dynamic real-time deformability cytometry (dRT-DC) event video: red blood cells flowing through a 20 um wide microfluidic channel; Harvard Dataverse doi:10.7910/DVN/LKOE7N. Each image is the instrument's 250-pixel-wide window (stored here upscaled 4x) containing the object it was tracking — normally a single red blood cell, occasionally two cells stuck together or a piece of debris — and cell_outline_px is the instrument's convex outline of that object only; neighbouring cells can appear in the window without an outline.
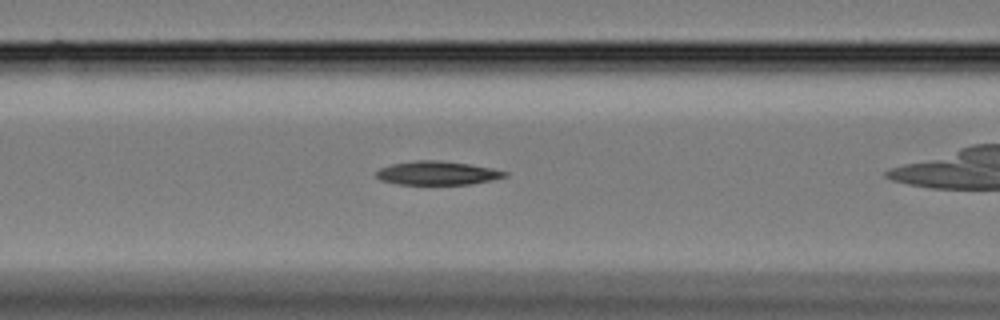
{"species": "Egyptian fruit bat (a non-hibernating species)", "species_latin": "Rousettus aegyptiacus", "temperature_condition": "cold", "stored_images_in_passage": 41, "camera_frame_rate_fps": 3000, "um_per_image_px": 0.085, "animal": {"sex": "female"}, "frame": {"image": 1, "passage_image": 9, "time_ms": 2.667, "image_size_px": [1000, 320], "cell_outline_px": [[508, 176], [492, 180], [472, 184], [396, 184], [380, 180], [376, 176], [376, 172], [380, 168], [392, 164], [416, 160], [440, 160], [468, 164], [492, 168], [508, 172]], "centroid_in_image_um": [37.18, 14.71], "position_along_channel_um": 129.4, "area_um2": 17.74}}
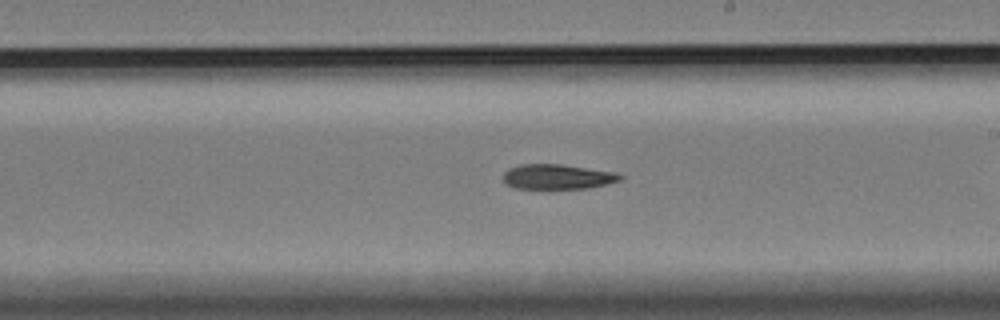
{"frame": {"image": 2, "passage_image": 19, "time_ms": 6.0, "image_size_px": [1000, 320], "cell_outline_px": [[624, 176], [620, 180], [588, 188], [516, 188], [508, 184], [504, 180], [504, 172], [508, 168], [520, 164], [560, 164], [616, 172]], "centroid_in_image_um": [47.38, 15.01], "position_along_channel_um": 241.6, "area_um2": 16.76}}
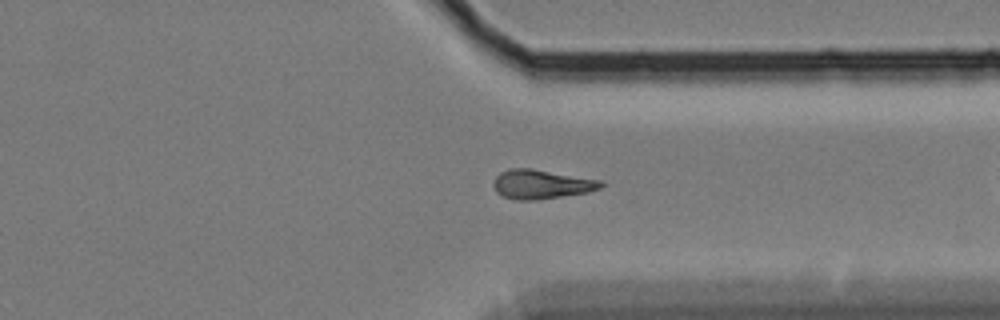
{"frame": {"image": 3, "passage_image": 30, "time_ms": 9.667, "image_size_px": [1000, 320], "cell_outline_px": [[604, 184], [600, 188], [588, 192], [536, 200], [516, 200], [504, 196], [496, 192], [492, 184], [496, 176], [500, 172], [508, 168], [532, 168], [604, 180]], "centroid_in_image_um": [46.03, 15.65], "position_along_channel_um": 365.4, "area_um2": 18.5}}